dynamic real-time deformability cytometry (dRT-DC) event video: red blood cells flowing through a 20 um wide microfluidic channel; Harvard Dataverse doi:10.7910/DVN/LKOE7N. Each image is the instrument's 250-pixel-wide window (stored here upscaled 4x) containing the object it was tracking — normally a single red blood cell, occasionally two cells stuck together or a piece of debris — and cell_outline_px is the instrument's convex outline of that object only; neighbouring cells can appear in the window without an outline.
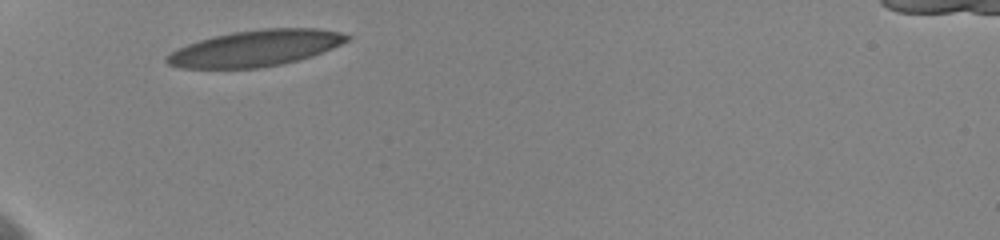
{"species": "human", "species_latin": "Homo sapiens", "temperature_condition": "cold", "stored_images_in_passage": 2, "camera_frame_rate_fps": 3000, "um_per_image_px": 0.085, "donor": {"sex": "female"}, "frame": {"image": 1, "passage_image": 1, "time_ms": 0.0, "image_size_px": [1000, 240], "cell_outline_px": [[352, 36], [348, 40], [332, 48], [312, 56], [300, 60], [260, 68], [180, 68], [168, 64], [164, 60], [164, 56], [176, 48], [212, 36], [232, 32], [264, 28], [316, 28], [340, 32]], "centroid_in_image_um": [21.69, 4.1], "position_along_channel_um": 63.3, "area_um2": 38.09}}